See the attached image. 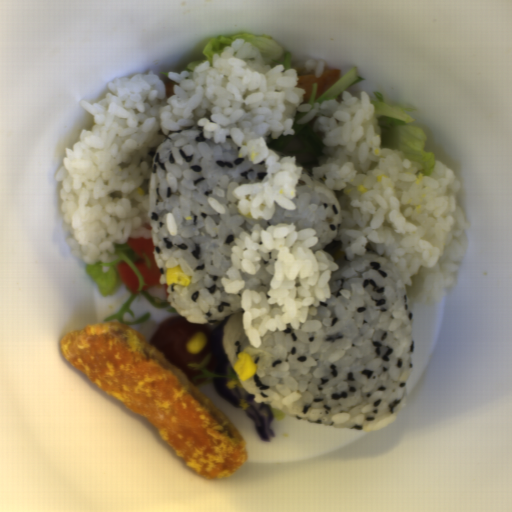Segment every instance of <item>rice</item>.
<instances>
[{
	"mask_svg": "<svg viewBox=\"0 0 512 512\" xmlns=\"http://www.w3.org/2000/svg\"><path fill=\"white\" fill-rule=\"evenodd\" d=\"M268 164L242 156L230 135L225 142L203 137L202 130L169 134L156 148L149 171V239L175 317L206 324L209 333L232 314L223 327L221 349L234 369L238 354L257 362V374L241 384L253 400L273 412L305 421L352 429H378L397 419L410 396L415 326L401 269L395 260L368 251L350 257L345 240H334L340 211L332 187L318 175L300 172L290 200L294 209L273 202L271 220L251 216L238 207L237 188L264 179ZM223 205L222 215L207 203ZM176 219V234L166 229V216ZM293 223L296 231L314 229V252L334 254L339 267L331 276L330 293L312 304L295 329L267 330L253 347L243 328V290L255 289L270 316L282 314L268 305L269 281L278 250L264 252L253 275L241 271L245 287L225 293L231 245L238 232ZM181 266L187 286L166 282L167 267ZM292 404L281 401L293 393Z\"/></svg>",
	"mask_w": 512,
	"mask_h": 512,
	"instance_id": "023b6e5f",
	"label": "rice"
},
{
	"mask_svg": "<svg viewBox=\"0 0 512 512\" xmlns=\"http://www.w3.org/2000/svg\"><path fill=\"white\" fill-rule=\"evenodd\" d=\"M207 203L210 205V207L212 209H214L216 212L220 213V214H224L226 212L225 208L223 207L222 204H220L219 202H217L216 200H213L211 199L210 197L206 200Z\"/></svg>",
	"mask_w": 512,
	"mask_h": 512,
	"instance_id": "b023fe2a",
	"label": "rice"
},
{
	"mask_svg": "<svg viewBox=\"0 0 512 512\" xmlns=\"http://www.w3.org/2000/svg\"><path fill=\"white\" fill-rule=\"evenodd\" d=\"M324 59L295 61L271 68L252 42L233 41L221 55L192 72H168L172 91L153 71L114 78L98 102L80 105L92 115V130H80L65 148L60 213L68 251L87 264L111 262L115 244L150 239V171L158 146L170 135L201 130L202 137L225 143L232 137L240 155L268 166L263 179L236 188L238 209L272 220L274 203L295 210L296 183L311 172L331 187L339 216L333 240H344L347 256L368 251L394 260L407 304L426 306L456 283V262L464 258L469 227L458 195L456 173L434 159L428 176L404 152L381 148L382 128L361 89L338 98L303 103L301 75L320 76ZM297 111L325 143L321 165H301L311 155L300 139L278 150L266 143L291 135Z\"/></svg>",
	"mask_w": 512,
	"mask_h": 512,
	"instance_id": "652b925c",
	"label": "rice"
},
{
	"mask_svg": "<svg viewBox=\"0 0 512 512\" xmlns=\"http://www.w3.org/2000/svg\"><path fill=\"white\" fill-rule=\"evenodd\" d=\"M302 396L300 393H293L291 394L290 396L284 398L282 401H281V405H286V404H292L294 402H296L298 399H300Z\"/></svg>",
	"mask_w": 512,
	"mask_h": 512,
	"instance_id": "e3fd555f",
	"label": "rice"
},
{
	"mask_svg": "<svg viewBox=\"0 0 512 512\" xmlns=\"http://www.w3.org/2000/svg\"><path fill=\"white\" fill-rule=\"evenodd\" d=\"M314 229L296 231L293 223H275L266 227L254 223L249 234L238 232L235 245H231V265L226 269L228 278H221L225 293H238L245 287L241 271L255 274L260 268L261 257L257 250L272 252L278 250L273 263V276L269 281L268 305L278 303L282 314L270 316L265 308H252V302L260 304L261 297L255 289L243 290L241 306L245 310L243 328L246 338L253 347L262 345L267 330L278 329L282 333L287 324L295 329L301 325L312 304L325 300L330 293L329 282L339 267L334 254L314 252L308 247L318 243Z\"/></svg>",
	"mask_w": 512,
	"mask_h": 512,
	"instance_id": "8eca5e8b",
	"label": "rice"
},
{
	"mask_svg": "<svg viewBox=\"0 0 512 512\" xmlns=\"http://www.w3.org/2000/svg\"><path fill=\"white\" fill-rule=\"evenodd\" d=\"M166 229L169 234H176V219L173 217L172 213L166 216Z\"/></svg>",
	"mask_w": 512,
	"mask_h": 512,
	"instance_id": "acb35da6",
	"label": "rice"
}]
</instances>
